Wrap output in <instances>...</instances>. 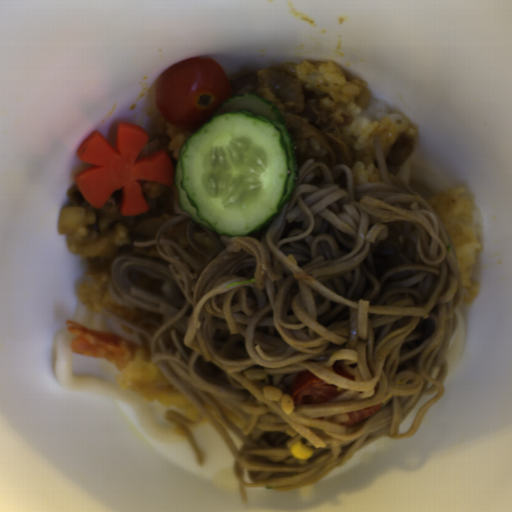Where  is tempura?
Wrapping results in <instances>:
<instances>
[{
  "label": "tempura",
  "mask_w": 512,
  "mask_h": 512,
  "mask_svg": "<svg viewBox=\"0 0 512 512\" xmlns=\"http://www.w3.org/2000/svg\"><path fill=\"white\" fill-rule=\"evenodd\" d=\"M74 354L101 358L118 372L116 386L133 391L147 402H157L177 411L187 420L198 419L199 411L171 384L159 366L152 363L151 349L120 336L80 326L65 320Z\"/></svg>",
  "instance_id": "obj_1"
}]
</instances>
